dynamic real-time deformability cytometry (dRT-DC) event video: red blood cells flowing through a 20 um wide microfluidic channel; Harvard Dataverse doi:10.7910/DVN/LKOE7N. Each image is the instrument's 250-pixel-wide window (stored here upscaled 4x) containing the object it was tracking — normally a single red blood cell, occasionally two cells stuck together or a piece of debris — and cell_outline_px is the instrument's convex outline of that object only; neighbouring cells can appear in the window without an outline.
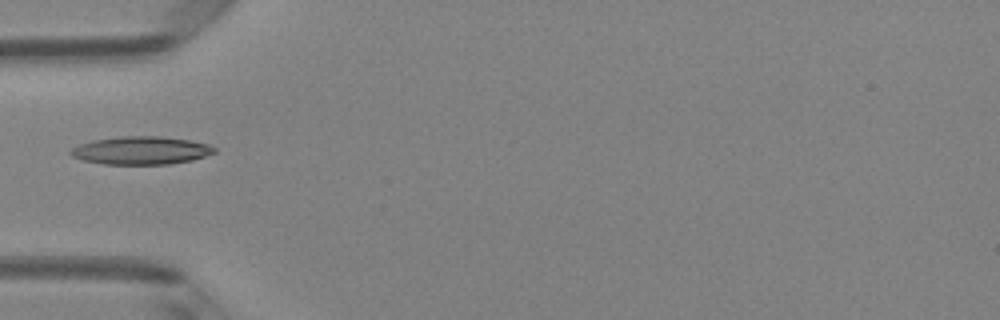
{"species": "Egyptian fruit bat (a non-hibernating species)", "species_latin": "Rousettus aegyptiacus", "temperature_condition": "room temperature", "stored_images_in_passage": 1, "camera_frame_rate_fps": 3000, "um_per_image_px": 0.085, "animal": {"sex": "female"}, "frame": {"image": 1, "passage_image": 1, "time_ms": 0.0, "image_size_px": [1000, 320], "cell_outline_px": [[216, 152], [192, 160], [168, 164], [104, 164], [84, 160], [72, 156], [68, 152], [72, 148], [80, 144], [92, 140], [120, 136], [160, 136], [188, 140], [208, 144], [216, 148]], "centroid_in_image_um": [11.98, 12.78], "position_along_channel_um": 73.0, "area_um2": 23.35}}